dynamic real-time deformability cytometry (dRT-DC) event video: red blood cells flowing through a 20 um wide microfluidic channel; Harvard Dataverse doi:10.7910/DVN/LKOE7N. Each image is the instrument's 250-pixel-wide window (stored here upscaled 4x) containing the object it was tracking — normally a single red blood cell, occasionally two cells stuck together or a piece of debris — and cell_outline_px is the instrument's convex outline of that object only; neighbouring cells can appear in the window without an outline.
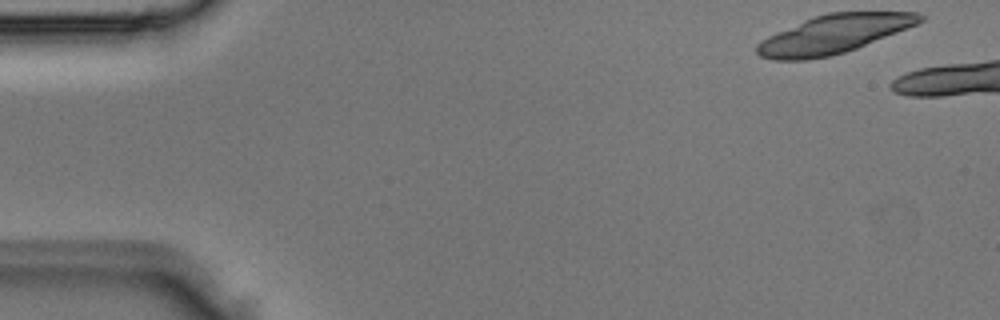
{"species": "Egyptian fruit bat (a non-hibernating species)", "species_latin": "Rousettus aegyptiacus", "temperature_condition": "room temperature", "stored_images_in_passage": 2, "camera_frame_rate_fps": 3000, "um_per_image_px": 0.085, "animal": {"sex": "male"}, "frame": {"image": 1, "passage_image": 1, "time_ms": 0.0, "image_size_px": [1000, 320], "cell_outline_px": [[924, 20], [916, 24], [856, 48], [844, 52], [828, 56], [804, 60], [776, 60], [760, 56], [756, 52], [756, 44], [760, 40], [776, 32], [804, 20], [828, 12], [920, 12], [924, 16]], "centroid_in_image_um": [70.83, 2.9], "position_along_channel_um": 14.2, "area_um2": 36.13}}